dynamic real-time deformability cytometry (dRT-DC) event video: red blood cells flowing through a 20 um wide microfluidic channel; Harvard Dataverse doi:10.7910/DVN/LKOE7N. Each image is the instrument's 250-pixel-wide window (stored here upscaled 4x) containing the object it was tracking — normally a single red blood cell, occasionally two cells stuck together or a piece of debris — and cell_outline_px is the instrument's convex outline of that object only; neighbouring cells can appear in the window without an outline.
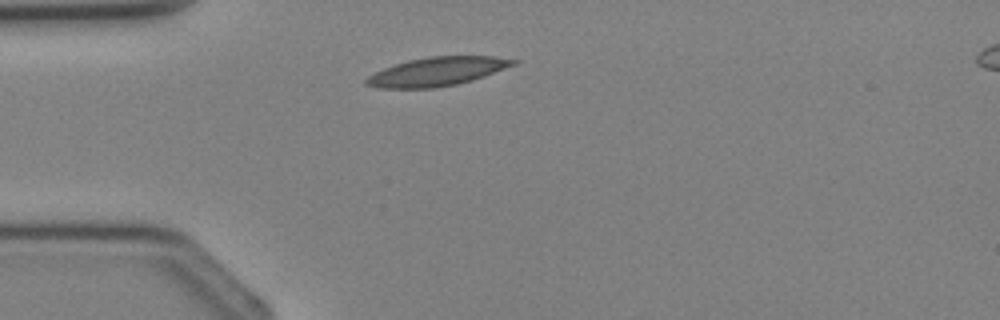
{"species": "Egyptian fruit bat (a non-hibernating species)", "species_latin": "Rousettus aegyptiacus", "temperature_condition": "cold", "stored_images_in_passage": 2, "camera_frame_rate_fps": 3000, "um_per_image_px": 0.085, "animal": {"sex": "female"}, "frame": {"image": 1, "passage_image": 2, "time_ms": 1.333, "image_size_px": [1000, 320], "cell_outline_px": [[520, 60], [516, 64], [484, 76], [472, 80], [456, 84], [436, 88], [380, 88], [364, 84], [364, 80], [368, 76], [384, 68], [408, 60], [428, 56], [492, 56]], "centroid_in_image_um": [37.15, 6.08], "position_along_channel_um": 47.8, "area_um2": 24.51}}